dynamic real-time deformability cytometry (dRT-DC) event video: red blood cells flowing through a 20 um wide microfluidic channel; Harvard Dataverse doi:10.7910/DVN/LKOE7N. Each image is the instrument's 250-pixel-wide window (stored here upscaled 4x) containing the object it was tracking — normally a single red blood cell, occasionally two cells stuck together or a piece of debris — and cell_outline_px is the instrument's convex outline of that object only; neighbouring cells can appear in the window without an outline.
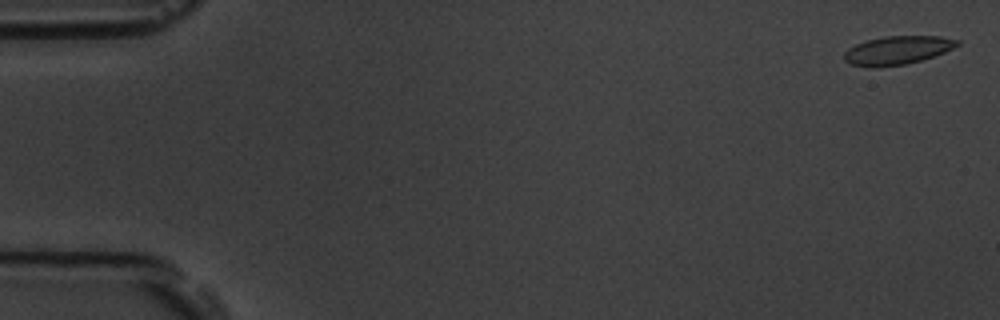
{"species": "common noctule bat (a hibernating species)", "species_latin": "Nyctalus noctula", "temperature_condition": "room temperature", "stored_images_in_passage": 55, "camera_frame_rate_fps": 3000, "um_per_image_px": 0.085, "animal": {"sex": "male", "body_mass_g": 19.5, "forearm_length_mm": 54.6}, "frame": {"image": 1, "passage_image": 2, "time_ms": 0.333, "image_size_px": [1000, 320], "cell_outline_px": [[960, 44], [944, 52], [920, 60], [904, 64], [872, 68], [868, 68], [852, 64], [844, 60], [844, 52], [848, 48], [856, 44], [868, 40], [884, 36], [940, 36], [960, 40]], "centroid_in_image_um": [76.25, 4.27], "position_along_channel_um": 8.7, "area_um2": 18.67}}
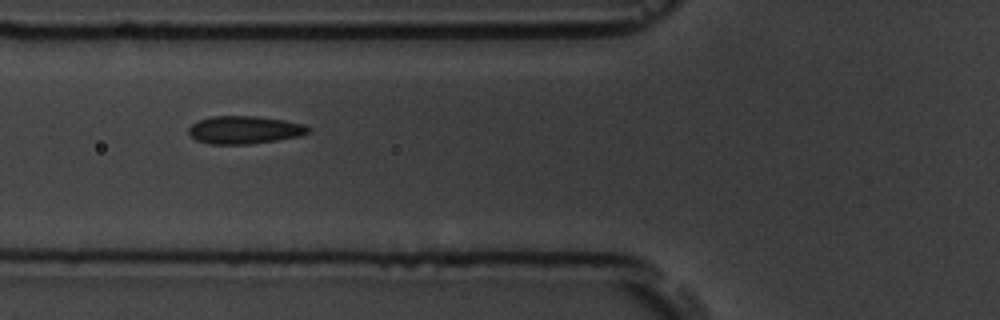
{"frame": {"image": 2, "passage_image": 21, "time_ms": 6.667, "image_size_px": [1000, 320], "cell_outline_px": [[312, 132], [300, 136], [276, 140], [248, 144], [212, 144], [196, 140], [188, 132], [188, 128], [192, 124], [200, 120], [212, 116], [256, 116], [284, 120], [304, 124], [312, 128]], "centroid_in_image_um": [20.83, 11.04], "position_along_channel_um": 105.0, "area_um2": 19.42}}
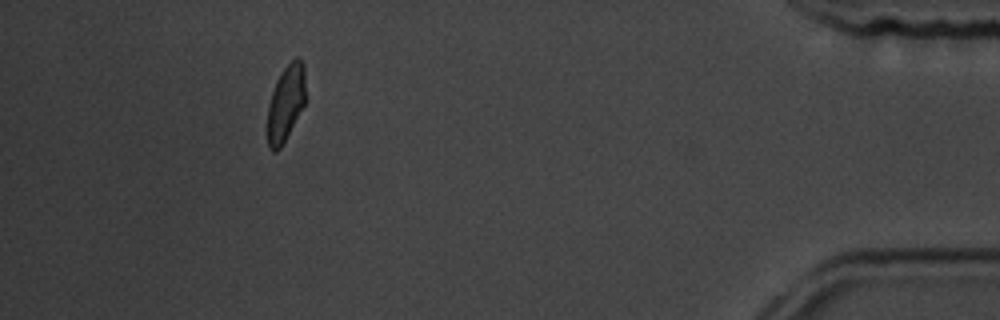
{"frame": {"image": 3, "passage_image": 50, "time_ms": 16.333, "image_size_px": [1000, 320], "cell_outline_px": [[304, 104], [280, 148], [276, 152], [272, 152], [268, 148], [268, 104], [276, 80], [280, 72], [296, 56], [304, 64]], "centroid_in_image_um": [24.26, 8.76], "position_along_channel_um": 410.9, "area_um2": 16.53}, "authors_computed_cell_mechanics": {"area_um2": 19.074, "velocity_mm_per_s": 3.7772, "shape_relaxation_time_tau1_ms": 8.0158, "shape_relaxation_time_tau2_ms": 1.1081, "deformation_change_tau1": 0.1539, "deformation_change_tau2": 0.061}}